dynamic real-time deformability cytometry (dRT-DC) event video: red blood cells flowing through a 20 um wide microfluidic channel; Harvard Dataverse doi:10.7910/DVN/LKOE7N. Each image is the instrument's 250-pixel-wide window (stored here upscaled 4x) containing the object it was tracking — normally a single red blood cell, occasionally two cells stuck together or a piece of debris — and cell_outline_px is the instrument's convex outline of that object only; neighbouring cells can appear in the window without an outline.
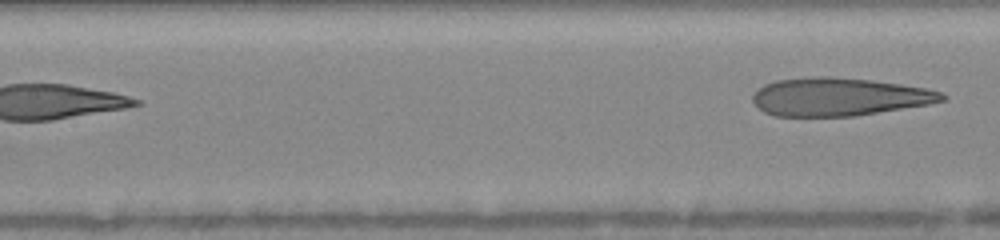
{"species": "human", "species_latin": "Homo sapiens", "temperature_condition": "warm", "stored_images_in_passage": 18, "segment_of_instrument_passage": [2, 2], "camera_frame_rate_fps": 3000, "um_per_image_px": 0.085, "donor": {"sex": "female"}, "frame": {"image": 1, "passage_image": 18, "time_ms": 7.0, "image_size_px": [1000, 240], "cell_outline_px": [[948, 96], [944, 100], [928, 104], [856, 116], [776, 116], [764, 112], [752, 100], [752, 96], [764, 84], [776, 80], [820, 76], [832, 76], [872, 80], [928, 88], [940, 92]], "centroid_in_image_um": [71.33, 8.23], "position_along_channel_um": 136.1, "area_um2": 41.91}}